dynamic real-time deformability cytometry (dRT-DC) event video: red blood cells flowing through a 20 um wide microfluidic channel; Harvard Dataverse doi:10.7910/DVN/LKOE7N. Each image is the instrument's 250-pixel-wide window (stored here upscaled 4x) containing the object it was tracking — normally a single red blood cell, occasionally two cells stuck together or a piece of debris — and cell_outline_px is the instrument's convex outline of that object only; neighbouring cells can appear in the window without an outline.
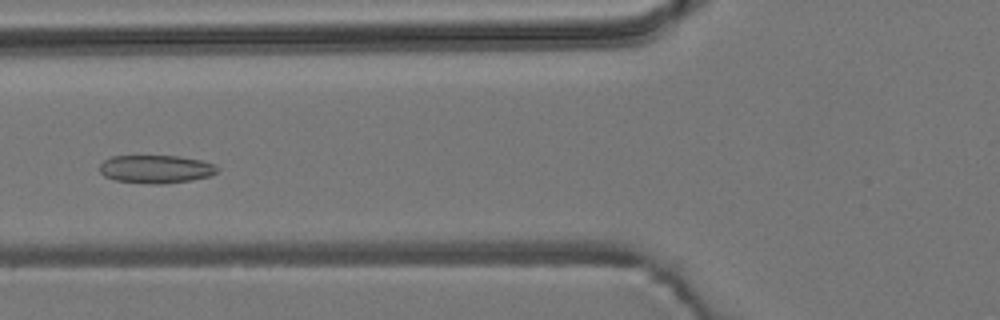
{"species": "common noctule bat (a hibernating species)", "species_latin": "Nyctalus noctula", "temperature_condition": "room temperature", "stored_images_in_passage": 38, "camera_frame_rate_fps": 3000, "um_per_image_px": 0.085, "animal": {"sex": "male", "body_mass_g": 19.2, "forearm_length_mm": 51.8}, "frame": {"image": 1, "passage_image": 5, "time_ms": 1.333, "image_size_px": [1000, 320], "cell_outline_px": [[220, 168], [216, 172], [208, 176], [192, 180], [164, 184], [152, 184], [116, 180], [104, 176], [100, 172], [100, 164], [104, 160], [112, 156], [176, 156], [200, 160], [212, 164]], "centroid_in_image_um": [13.23, 14.37], "position_along_channel_um": 112.6, "area_um2": 19.13}}
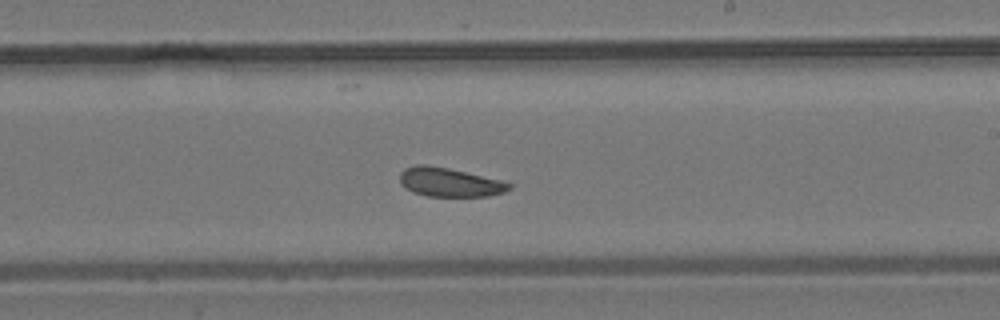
{"frame": {"image": 2, "passage_image": 16, "time_ms": 5.0, "image_size_px": [1000, 320], "cell_outline_px": [[512, 184], [504, 192], [488, 196], [428, 196], [412, 192], [404, 188], [400, 184], [400, 172], [404, 168], [416, 164], [424, 164], [448, 168], [500, 180]], "centroid_in_image_um": [38.13, 15.49], "position_along_channel_um": 250.9, "area_um2": 18.32}}
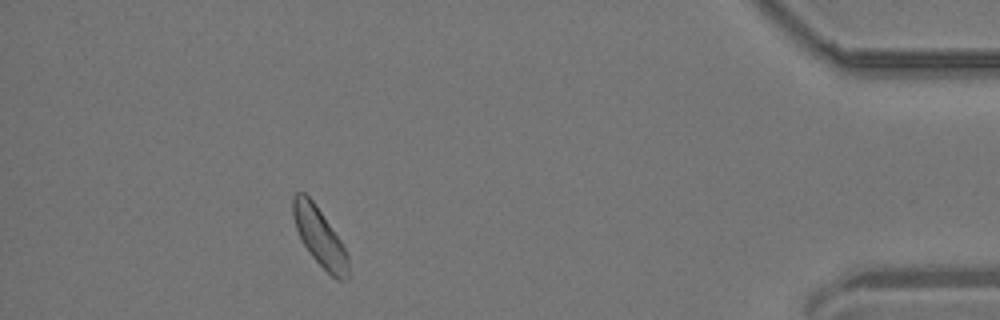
{"frame": {"image": 3, "passage_image": 33, "time_ms": 10.667, "image_size_px": [1000, 320], "cell_outline_px": [[348, 280], [336, 280], [312, 256], [304, 244], [296, 228], [292, 216], [292, 196], [296, 192], [304, 192], [312, 200], [340, 240], [348, 256]], "centroid_in_image_um": [27.15, 20.13], "position_along_channel_um": 408.0, "area_um2": 18.38}, "authors_computed_cell_mechanics": {"area_um2": 19.074, "velocity_mm_per_s": 3.77, "shape_relaxation_time_tau1_ms": 8.4225, "shape_relaxation_time_tau2_ms": 4.8617, "deformation_change_tau1": 0.0556, "deformation_change_tau2": 0.1104}}